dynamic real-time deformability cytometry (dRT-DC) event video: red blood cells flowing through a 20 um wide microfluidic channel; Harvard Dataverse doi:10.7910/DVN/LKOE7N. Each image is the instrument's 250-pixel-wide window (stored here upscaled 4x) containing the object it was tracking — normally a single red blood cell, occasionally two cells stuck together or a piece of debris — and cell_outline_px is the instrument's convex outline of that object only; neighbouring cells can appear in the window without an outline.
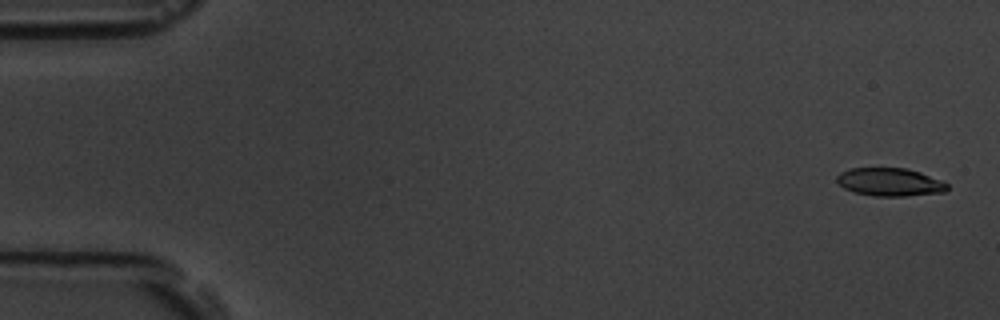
{"species": "common noctule bat (a hibernating species)", "species_latin": "Nyctalus noctula", "temperature_condition": "room temperature", "stored_images_in_passage": 5, "camera_frame_rate_fps": 3000, "um_per_image_px": 0.085, "animal": {"sex": "male", "body_mass_g": 19.5, "forearm_length_mm": 54.6}, "frame": {"image": 1, "passage_image": 5, "time_ms": 5.667, "image_size_px": [1000, 320], "cell_outline_px": [[948, 188], [944, 192], [904, 196], [872, 196], [856, 192], [844, 188], [836, 180], [836, 176], [840, 172], [848, 168], [904, 168], [920, 172], [940, 180], [948, 184]], "centroid_in_image_um": [75.61, 15.47], "position_along_channel_um": 9.4, "area_um2": 17.98}}